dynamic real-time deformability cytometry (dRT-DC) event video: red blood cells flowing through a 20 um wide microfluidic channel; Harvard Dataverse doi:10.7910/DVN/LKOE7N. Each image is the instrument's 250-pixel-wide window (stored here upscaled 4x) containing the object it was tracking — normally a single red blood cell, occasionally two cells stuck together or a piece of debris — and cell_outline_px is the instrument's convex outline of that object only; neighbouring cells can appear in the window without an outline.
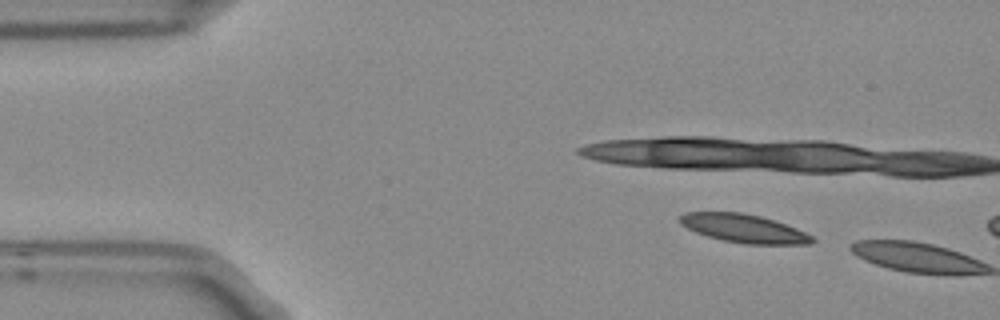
{"species": "Egyptian fruit bat (a non-hibernating species)", "species_latin": "Rousettus aegyptiacus", "temperature_condition": "room temperature", "stored_images_in_passage": 2, "camera_frame_rate_fps": 3000, "um_per_image_px": 0.085, "frame": {"image": 1, "passage_image": 1, "time_ms": 0.0, "image_size_px": [1000, 320], "cell_outline_px": [[816, 240], [812, 244], [744, 244], [724, 240], [708, 236], [696, 232], [680, 224], [680, 216], [684, 212], [740, 212], [760, 216], [796, 228], [812, 236]], "centroid_in_image_um": [63.23, 19.42], "position_along_channel_um": 21.8, "area_um2": 21.68}}